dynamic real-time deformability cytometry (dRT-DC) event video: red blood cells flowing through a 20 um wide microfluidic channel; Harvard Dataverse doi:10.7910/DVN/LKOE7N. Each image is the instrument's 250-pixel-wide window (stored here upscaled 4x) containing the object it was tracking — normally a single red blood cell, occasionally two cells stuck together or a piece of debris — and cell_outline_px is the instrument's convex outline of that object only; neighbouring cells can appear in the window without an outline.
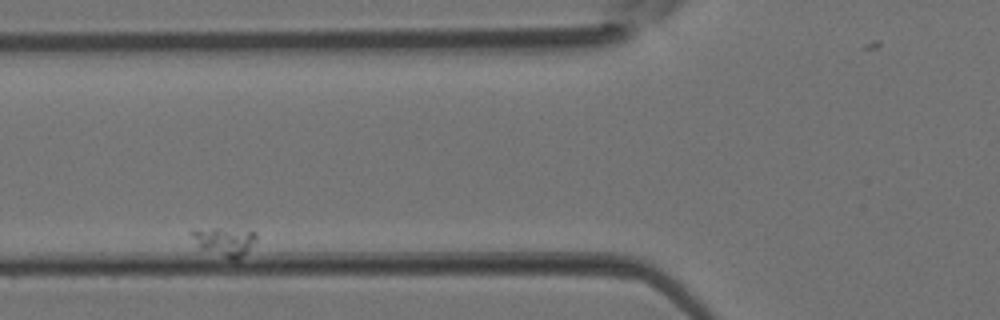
{"species": "Egyptian fruit bat (a non-hibernating species)", "species_latin": "Rousettus aegyptiacus", "temperature_condition": "room temperature", "stored_images_in_passage": 4, "camera_frame_rate_fps": 3000, "um_per_image_px": 0.085, "animal": {"sex": "female"}, "frame": {"image": 1, "passage_image": 2, "time_ms": 0.333, "image_size_px": [1000, 320], "cell_outline_px": [[256, 240], [236, 260], [232, 260], [200, 248], [188, 232], [212, 228], [220, 228], [256, 232]], "centroid_in_image_um": [19.07, 20.52], "position_along_channel_um": 106.7, "area_um2": 10.29}}